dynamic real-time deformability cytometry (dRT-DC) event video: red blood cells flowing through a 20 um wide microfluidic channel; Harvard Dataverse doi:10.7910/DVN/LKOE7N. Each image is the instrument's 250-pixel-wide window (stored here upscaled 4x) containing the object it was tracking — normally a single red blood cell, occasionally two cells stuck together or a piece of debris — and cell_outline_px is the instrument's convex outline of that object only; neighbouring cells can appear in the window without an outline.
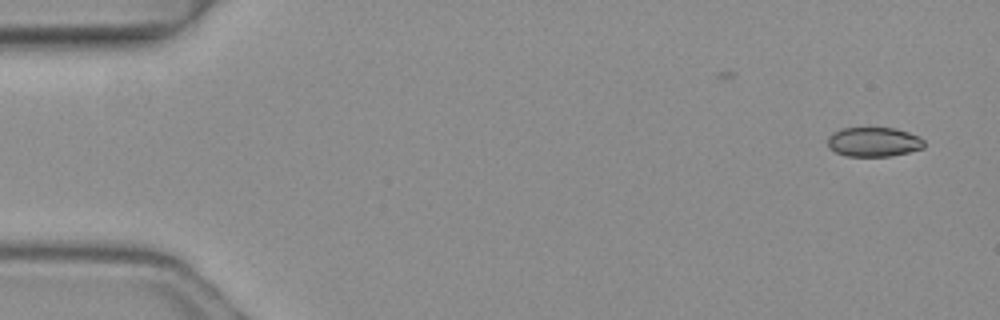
{"species": "common noctule bat (a hibernating species)", "species_latin": "Nyctalus noctula", "temperature_condition": "warm", "stored_images_in_passage": 5, "camera_frame_rate_fps": 3000, "um_per_image_px": 0.085, "animal": {"sex": "female", "body_mass_g": 19.3, "forearm_length_mm": 54.1}, "frame": {"image": 1, "passage_image": 1, "time_ms": 0.0, "image_size_px": [1000, 320], "cell_outline_px": [[924, 148], [892, 156], [848, 156], [836, 152], [828, 148], [828, 136], [832, 132], [840, 128], [896, 128], [920, 136], [924, 140]], "centroid_in_image_um": [74.26, 12.06], "position_along_channel_um": 10.7, "area_um2": 16.7}}
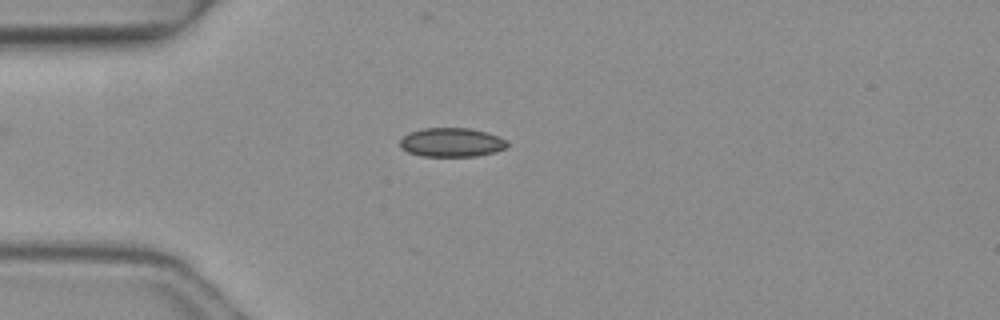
{"frame": {"image": 2, "passage_image": 4, "time_ms": 1.0, "image_size_px": [1000, 320], "cell_outline_px": [[508, 144], [504, 148], [492, 152], [476, 156], [420, 156], [408, 152], [400, 148], [400, 140], [408, 132], [424, 128], [472, 128], [488, 132], [508, 140]], "centroid_in_image_um": [38.37, 12.09], "position_along_channel_um": 46.6, "area_um2": 18.21}}